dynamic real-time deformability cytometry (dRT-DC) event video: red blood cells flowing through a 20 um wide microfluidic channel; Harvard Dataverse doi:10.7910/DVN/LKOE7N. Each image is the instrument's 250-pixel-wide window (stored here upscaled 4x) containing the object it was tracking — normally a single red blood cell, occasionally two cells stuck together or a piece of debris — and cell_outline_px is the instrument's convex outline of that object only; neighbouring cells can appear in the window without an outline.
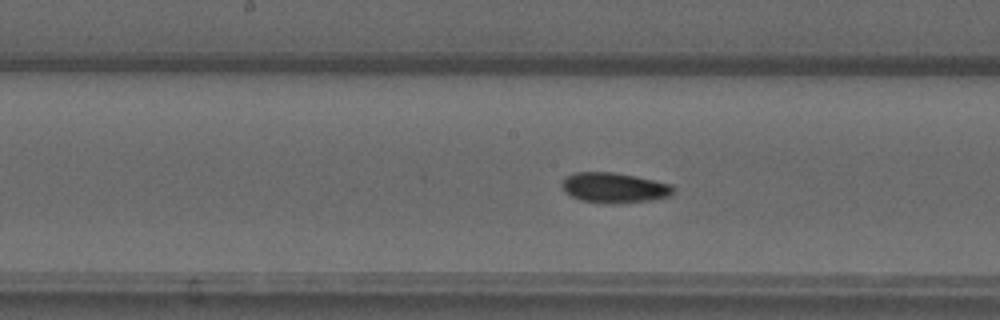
{"species": "common noctule bat (a hibernating species)", "species_latin": "Nyctalus noctula", "temperature_condition": "warm", "stored_images_in_passage": 55, "camera_frame_rate_fps": 3000, "um_per_image_px": 0.085, "animal": {"sex": "male", "forearm_length_mm": 52.5}, "frame": {"image": 1, "passage_image": 28, "time_ms": 9.0, "image_size_px": [1000, 320], "cell_outline_px": [[676, 192], [672, 196], [652, 200], [616, 204], [608, 204], [580, 200], [564, 192], [560, 184], [568, 176], [576, 172], [612, 172], [672, 184], [676, 188]], "centroid_in_image_um": [52.25, 15.98], "position_along_channel_um": 196.0, "area_um2": 19.77}}
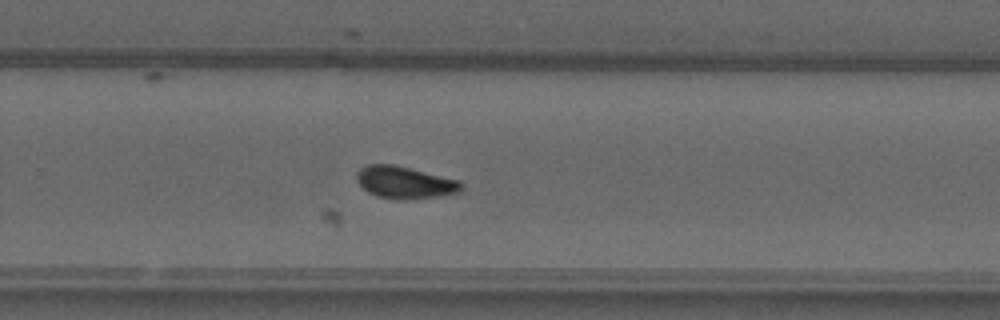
{"frame": {"image": 2, "passage_image": 36, "time_ms": 11.667, "image_size_px": [1000, 320], "cell_outline_px": [[464, 188], [460, 192], [440, 196], [404, 200], [400, 200], [376, 196], [368, 192], [356, 180], [356, 172], [360, 168], [368, 164], [396, 164], [460, 180], [464, 184]], "centroid_in_image_um": [34.44, 15.5], "position_along_channel_um": 295.4, "area_um2": 20.0}}
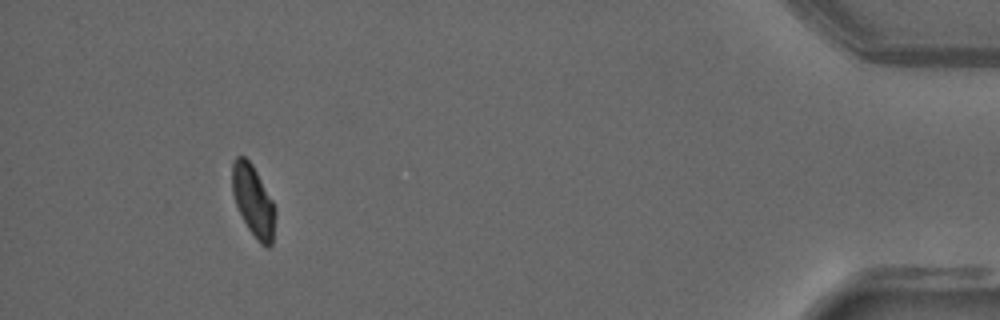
{"frame": {"image": 3, "passage_image": 51, "time_ms": 16.667, "image_size_px": [1000, 320], "cell_outline_px": [[276, 212], [272, 244], [268, 248], [260, 244], [256, 240], [248, 228], [236, 204], [232, 192], [232, 164], [236, 156], [244, 156], [252, 164], [272, 200], [276, 208]], "centroid_in_image_um": [21.54, 17.1], "position_along_channel_um": 413.7, "area_um2": 17.8}, "authors_computed_cell_mechanics": {"area_um2": 18.4382, "velocity_mm_per_s": 3.7435, "shape_relaxation_time_tau1_ms": 4.2498, "shape_relaxation_time_tau2_ms": 5.5174, "deformation_change_tau1": 0.1283, "deformation_change_tau2": 0.0741}}